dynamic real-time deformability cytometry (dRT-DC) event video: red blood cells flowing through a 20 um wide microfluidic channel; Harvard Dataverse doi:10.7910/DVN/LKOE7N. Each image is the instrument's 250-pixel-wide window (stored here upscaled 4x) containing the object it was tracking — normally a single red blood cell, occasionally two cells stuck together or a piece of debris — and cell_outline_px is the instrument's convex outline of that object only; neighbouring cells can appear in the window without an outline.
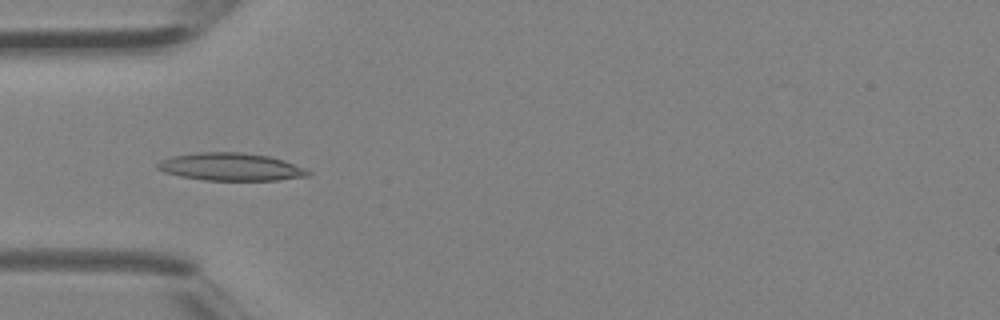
{"species": "Egyptian fruit bat (a non-hibernating species)", "species_latin": "Rousettus aegyptiacus", "temperature_condition": "room temperature", "stored_images_in_passage": 5, "camera_frame_rate_fps": 3000, "um_per_image_px": 0.085, "animal": {"sex": "female"}, "frame": {"image": 1, "passage_image": 4, "time_ms": 1.0, "image_size_px": [1000, 320], "cell_outline_px": [[312, 172], [308, 176], [276, 180], [204, 180], [180, 176], [164, 172], [156, 168], [156, 164], [160, 160], [172, 156], [196, 152], [240, 152], [268, 156], [284, 160]], "centroid_in_image_um": [19.57, 14.18], "position_along_channel_um": 65.4, "area_um2": 24.22}}
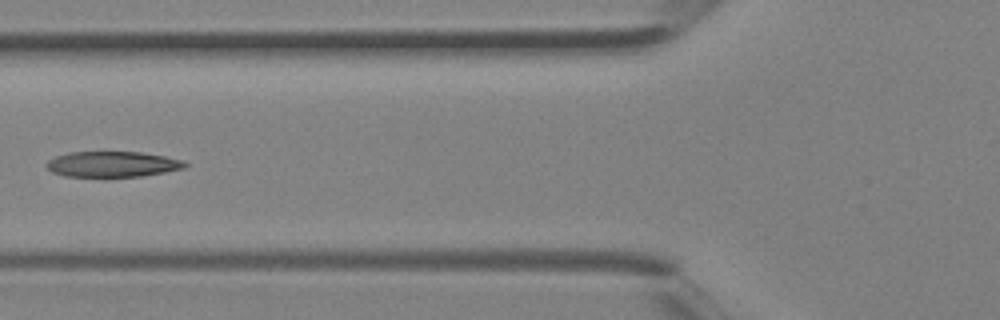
{"frame": {"image": 2, "passage_image": 5, "time_ms": 1.333, "image_size_px": [1000, 320], "cell_outline_px": [[188, 164], [184, 168], [164, 172], [140, 176], [64, 176], [52, 172], [44, 164], [48, 160], [56, 156], [68, 152], [140, 152], [164, 156], [184, 160]], "centroid_in_image_um": [9.54, 13.95], "position_along_channel_um": 116.3, "area_um2": 20.52}}